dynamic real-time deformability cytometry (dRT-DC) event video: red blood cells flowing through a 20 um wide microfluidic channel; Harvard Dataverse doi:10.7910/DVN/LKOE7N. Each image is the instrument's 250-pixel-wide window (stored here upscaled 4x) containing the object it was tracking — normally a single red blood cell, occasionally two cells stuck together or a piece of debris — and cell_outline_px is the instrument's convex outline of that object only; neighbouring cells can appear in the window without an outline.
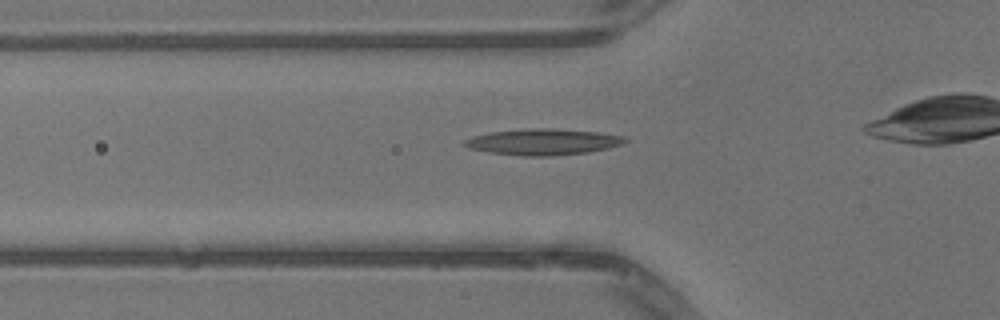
{"species": "common noctule bat (a hibernating species)", "species_latin": "Nyctalus noctula", "temperature_condition": "warm", "stored_images_in_passage": 30, "camera_frame_rate_fps": 3000, "um_per_image_px": 0.085, "animal": {"sex": "male", "body_mass_g": 13.3}, "frame": {"image": 1, "passage_image": 6, "time_ms": 1.667, "image_size_px": [1000, 320], "cell_outline_px": [[628, 140], [624, 144], [608, 148], [588, 152], [552, 156], [520, 156], [488, 152], [472, 148], [460, 144], [464, 140], [472, 136], [492, 132], [528, 128], [552, 128], [596, 132], [624, 136]], "centroid_in_image_um": [46.16, 12.06], "position_along_channel_um": 79.6, "area_um2": 24.51}}
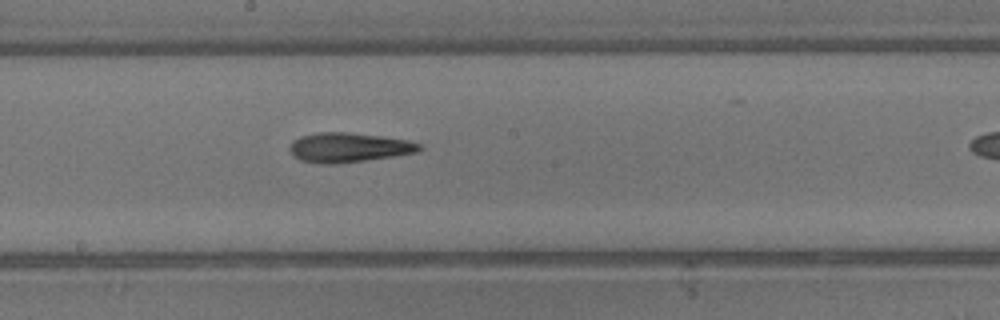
{"frame": {"image": 2, "passage_image": 16, "time_ms": 5.0, "image_size_px": [1000, 320], "cell_outline_px": [[424, 148], [416, 152], [392, 156], [336, 164], [316, 164], [300, 160], [292, 156], [288, 148], [292, 140], [300, 136], [320, 132], [348, 132], [384, 136], [408, 140], [424, 144]], "centroid_in_image_um": [29.61, 12.53], "position_along_channel_um": 218.6, "area_um2": 22.66}}
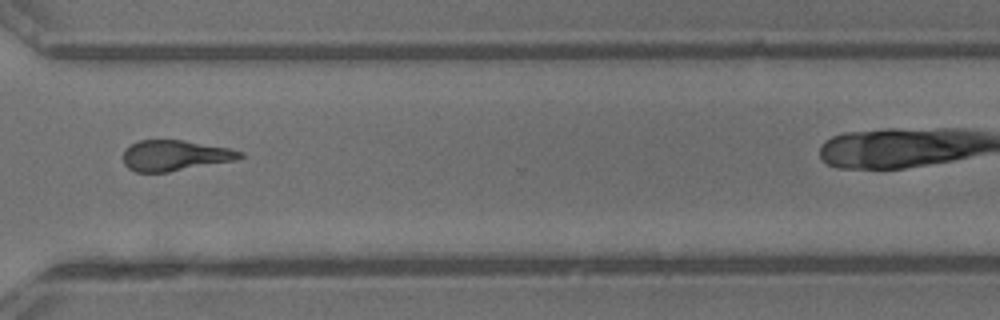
{"frame": {"image": 3, "passage_image": 26, "time_ms": 8.333, "image_size_px": [1000, 320], "cell_outline_px": [[244, 156], [236, 160], [168, 172], [136, 172], [128, 168], [124, 164], [124, 148], [140, 140], [184, 140], [232, 148], [244, 152]], "centroid_in_image_um": [14.9, 13.21], "position_along_channel_um": 355.7, "area_um2": 20.98}}